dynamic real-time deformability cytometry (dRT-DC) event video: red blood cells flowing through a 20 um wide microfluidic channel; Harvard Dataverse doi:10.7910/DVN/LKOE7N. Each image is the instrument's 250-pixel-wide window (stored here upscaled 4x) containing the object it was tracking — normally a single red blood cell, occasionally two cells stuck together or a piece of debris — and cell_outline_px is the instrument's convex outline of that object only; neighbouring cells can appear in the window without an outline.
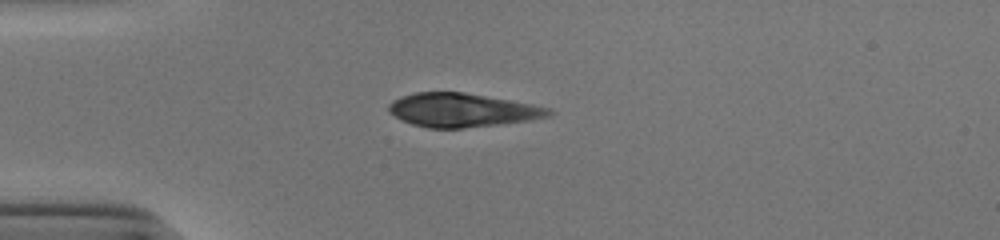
{"species": "human", "species_latin": "Homo sapiens", "temperature_condition": "cold", "stored_images_in_passage": 39, "camera_frame_rate_fps": 3000, "um_per_image_px": 0.085, "donor": {"sex": "male"}, "frame": {"image": 1, "passage_image": 1, "time_ms": 0.0, "image_size_px": [1000, 240], "cell_outline_px": [[552, 112], [548, 116], [528, 120], [500, 124], [464, 128], [428, 128], [412, 124], [388, 112], [388, 104], [392, 100], [400, 96], [416, 92], [464, 92], [508, 100], [548, 108]], "centroid_in_image_um": [39.2, 9.36], "position_along_channel_um": 45.8, "area_um2": 30.98}}
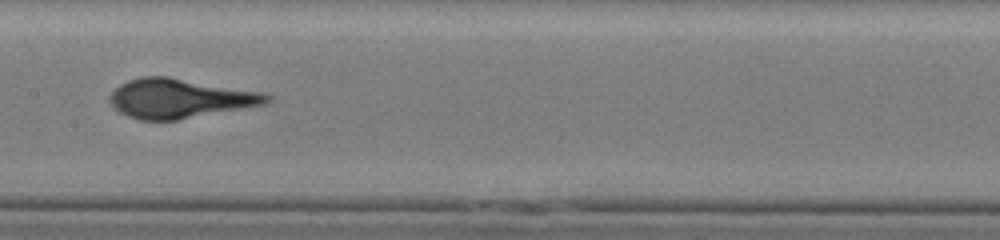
{"frame": {"image": 2, "passage_image": 14, "time_ms": 4.333, "image_size_px": [1000, 240], "cell_outline_px": [[272, 100], [264, 104], [176, 120], [140, 120], [128, 116], [120, 112], [112, 104], [112, 92], [120, 84], [128, 80], [140, 76], [168, 76], [264, 92], [272, 96]], "centroid_in_image_um": [15.31, 8.35], "position_along_channel_um": 192.1, "area_um2": 35.72}}
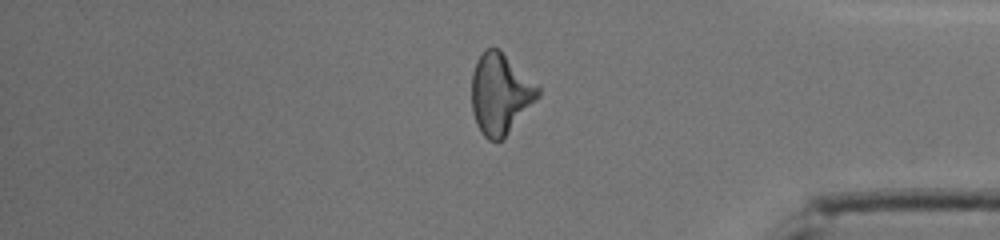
{"frame": {"image": 3, "passage_image": 31, "time_ms": 10.0, "image_size_px": [1000, 240], "cell_outline_px": [[540, 96], [508, 132], [500, 140], [488, 140], [480, 132], [476, 124], [472, 112], [472, 72], [476, 60], [484, 48], [500, 48], [540, 84]], "centroid_in_image_um": [42.54, 7.91], "position_along_channel_um": 392.7, "area_um2": 31.67}}